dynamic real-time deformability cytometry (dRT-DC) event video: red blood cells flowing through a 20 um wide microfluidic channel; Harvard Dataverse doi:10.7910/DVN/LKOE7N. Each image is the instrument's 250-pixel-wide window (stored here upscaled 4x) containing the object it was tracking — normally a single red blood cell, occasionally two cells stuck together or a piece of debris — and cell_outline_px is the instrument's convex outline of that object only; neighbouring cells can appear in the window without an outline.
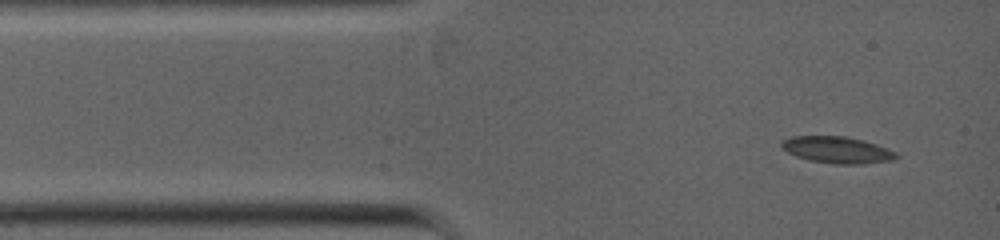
{"species": "common noctule bat (a hibernating species)", "species_latin": "Nyctalus noctula", "temperature_condition": "warm", "stored_images_in_passage": 2, "camera_frame_rate_fps": 5000, "um_per_image_px": 0.085, "animal": {"sex": "female", "body_mass_g": 19.0, "forearm_length_mm": 53.3}, "frame": {"image": 1, "passage_image": 1, "time_ms": 0.0, "image_size_px": [1000, 240], "cell_outline_px": [[900, 156], [892, 160], [864, 164], [832, 164], [808, 160], [796, 156], [780, 148], [780, 140], [792, 136], [844, 136], [864, 140], [888, 148], [896, 152]], "centroid_in_image_um": [71.14, 12.74], "position_along_channel_um": 13.9, "area_um2": 18.09}}